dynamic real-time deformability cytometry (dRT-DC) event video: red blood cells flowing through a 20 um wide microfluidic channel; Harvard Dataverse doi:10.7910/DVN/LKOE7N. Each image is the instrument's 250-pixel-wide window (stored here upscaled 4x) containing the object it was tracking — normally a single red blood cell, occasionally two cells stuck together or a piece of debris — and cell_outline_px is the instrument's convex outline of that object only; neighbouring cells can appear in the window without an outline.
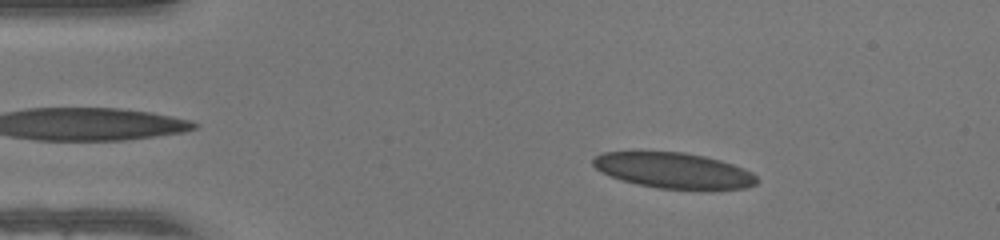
{"species": "human", "species_latin": "Homo sapiens", "temperature_condition": "warm", "stored_images_in_passage": 51, "camera_frame_rate_fps": 3000, "um_per_image_px": 0.085, "donor": {"sex": "female"}, "frame": {"image": 1, "passage_image": 8, "time_ms": 2.333, "image_size_px": [1000, 240], "cell_outline_px": [[760, 180], [756, 184], [748, 188], [656, 188], [636, 184], [600, 172], [592, 164], [592, 160], [596, 156], [604, 152], [684, 152], [704, 156], [720, 160], [744, 168], [752, 172]], "centroid_in_image_um": [57.27, 14.48], "position_along_channel_um": 27.7, "area_um2": 33.58}}
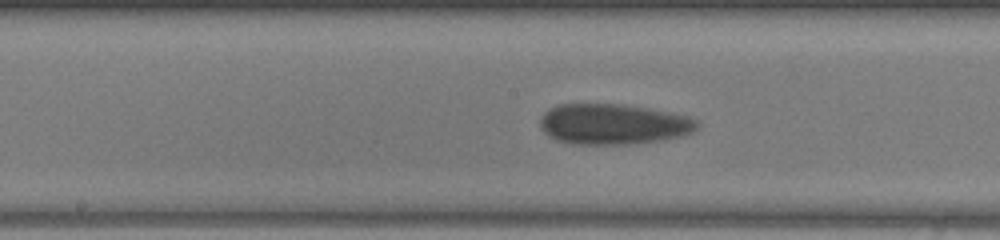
{"frame": {"image": 2, "passage_image": 26, "time_ms": 8.333, "image_size_px": [1000, 240], "cell_outline_px": [[700, 124], [692, 132], [684, 136], [660, 140], [628, 144], [572, 144], [556, 140], [548, 136], [540, 128], [540, 116], [548, 108], [560, 104], [620, 104], [648, 108], [688, 116], [696, 120]], "centroid_in_image_um": [52.09, 10.55], "position_along_channel_um": 196.1, "area_um2": 37.28}}
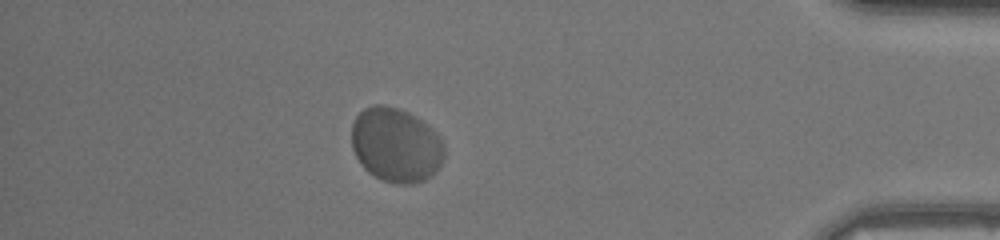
{"frame": {"image": 3, "passage_image": 45, "time_ms": 14.667, "image_size_px": [1000, 240], "cell_outline_px": [[444, 156], [440, 168], [436, 172], [424, 180], [416, 184], [396, 184], [380, 180], [368, 172], [360, 164], [352, 148], [352, 124], [356, 116], [364, 108], [372, 104], [384, 104], [400, 108], [416, 116], [428, 124], [440, 136], [444, 144]], "centroid_in_image_um": [33.67, 12.32], "position_along_channel_um": 401.5, "area_um2": 40.98}, "authors_computed_cell_mechanics": {"area_um2": 36.5874, "velocity_mm_per_s": 3.9459, "shape_relaxation_time_tau1_ms": 2.3441, "shape_relaxation_time_tau2_ms": 0.7446, "deformation_change_tau1": 0.0579, "deformation_change_tau2": 0.0395}}